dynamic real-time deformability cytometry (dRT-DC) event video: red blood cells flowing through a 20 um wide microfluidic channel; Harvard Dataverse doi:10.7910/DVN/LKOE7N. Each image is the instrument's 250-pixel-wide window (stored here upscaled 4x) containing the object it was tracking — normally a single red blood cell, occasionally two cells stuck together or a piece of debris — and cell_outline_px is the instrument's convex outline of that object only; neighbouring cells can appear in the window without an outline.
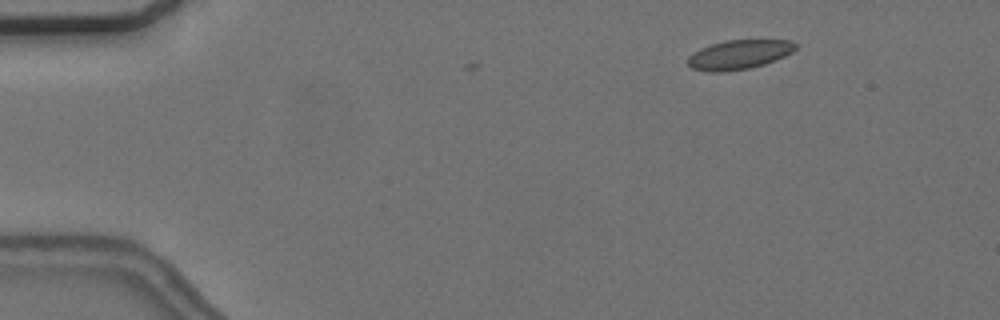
{"species": "common noctule bat (a hibernating species)", "species_latin": "Nyctalus noctula", "temperature_condition": "cold", "stored_images_in_passage": 6, "camera_frame_rate_fps": 3000, "um_per_image_px": 0.085, "animal": {"sex": "female", "body_mass_g": 24.6, "forearm_length_mm": 56.2}, "frame": {"image": 1, "passage_image": 6, "time_ms": 1.667, "image_size_px": [1000, 320], "cell_outline_px": [[796, 48], [792, 52], [784, 56], [764, 64], [748, 68], [720, 72], [708, 72], [692, 68], [688, 64], [688, 56], [692, 52], [700, 48], [724, 40], [792, 40], [796, 44]], "centroid_in_image_um": [62.79, 4.63], "position_along_channel_um": 22.2, "area_um2": 18.32}}